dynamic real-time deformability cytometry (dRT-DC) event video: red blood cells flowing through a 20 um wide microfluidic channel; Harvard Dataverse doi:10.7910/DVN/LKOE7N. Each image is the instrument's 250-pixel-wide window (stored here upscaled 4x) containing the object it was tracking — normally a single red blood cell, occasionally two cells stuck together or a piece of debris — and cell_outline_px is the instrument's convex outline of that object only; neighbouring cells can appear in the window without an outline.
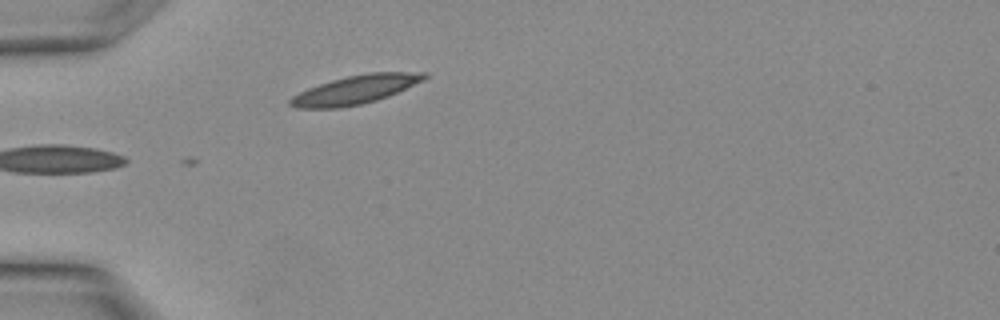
{"species": "Egyptian fruit bat (a non-hibernating species)", "species_latin": "Rousettus aegyptiacus", "temperature_condition": "warm", "stored_images_in_passage": 12, "camera_frame_rate_fps": 3000, "um_per_image_px": 0.085, "animal": {"sex": "female"}, "frame": {"image": 1, "passage_image": 1, "time_ms": 0.0, "image_size_px": [1000, 320], "cell_outline_px": [[428, 76], [424, 80], [388, 96], [376, 100], [360, 104], [340, 108], [296, 108], [288, 104], [288, 100], [292, 96], [308, 88], [332, 80], [348, 76], [368, 72], [428, 72]], "centroid_in_image_um": [30.21, 7.62], "position_along_channel_um": 54.8, "area_um2": 22.25}}